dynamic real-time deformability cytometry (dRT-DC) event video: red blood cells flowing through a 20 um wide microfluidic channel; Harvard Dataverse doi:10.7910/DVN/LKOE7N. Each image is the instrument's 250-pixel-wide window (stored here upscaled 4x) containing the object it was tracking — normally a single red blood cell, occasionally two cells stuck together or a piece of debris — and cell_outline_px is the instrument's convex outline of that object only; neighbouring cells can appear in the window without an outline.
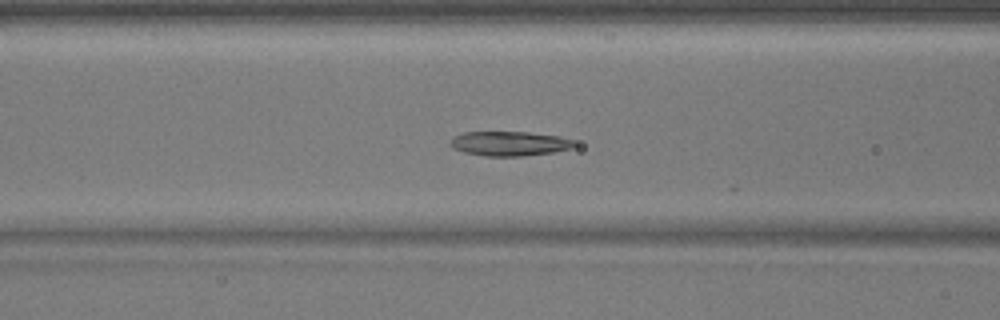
{"species": "common noctule bat (a hibernating species)", "species_latin": "Nyctalus noctula", "temperature_condition": "warm", "stored_images_in_passage": 52, "camera_frame_rate_fps": 3000, "um_per_image_px": 0.085, "animal": {"sex": "male", "body_mass_g": 17.9}, "frame": {"image": 1, "passage_image": 22, "time_ms": 7.0, "image_size_px": [1000, 320], "cell_outline_px": [[576, 144], [572, 148], [552, 152], [524, 156], [484, 156], [464, 152], [452, 148], [448, 144], [452, 136], [464, 132], [528, 132], [560, 136], [576, 140]], "centroid_in_image_um": [43.29, 12.2], "position_along_channel_um": 123.3, "area_um2": 17.98}}
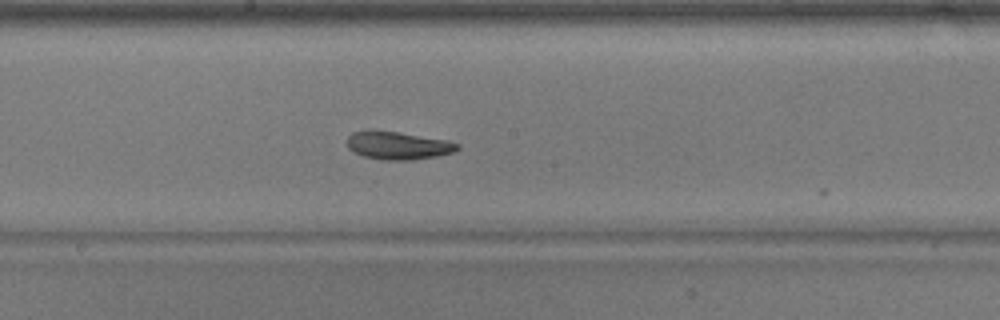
{"frame": {"image": 2, "passage_image": 29, "time_ms": 9.333, "image_size_px": [1000, 320], "cell_outline_px": [[460, 148], [452, 152], [436, 156], [412, 160], [384, 160], [364, 156], [348, 148], [348, 136], [352, 132], [368, 128], [372, 128], [400, 132], [444, 140], [460, 144]], "centroid_in_image_um": [33.78, 12.34], "position_along_channel_um": 214.4, "area_um2": 18.09}}
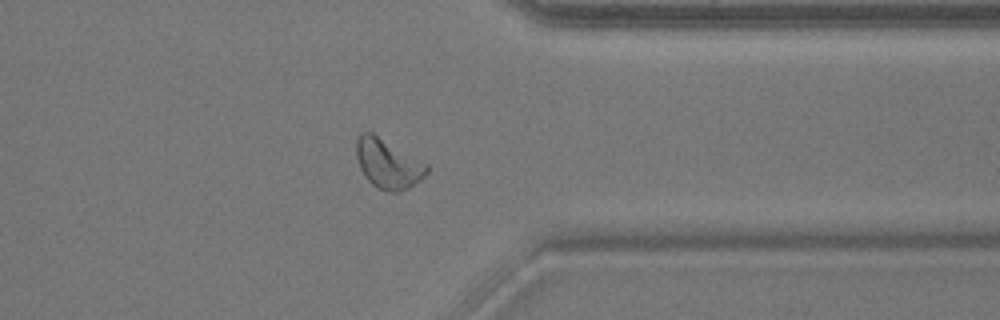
{"frame": {"image": 3, "passage_image": 42, "time_ms": 13.667, "image_size_px": [1000, 320], "cell_outline_px": [[428, 172], [420, 180], [408, 188], [400, 192], [388, 192], [372, 184], [364, 176], [360, 168], [356, 156], [356, 136], [360, 132], [368, 128], [428, 164]], "centroid_in_image_um": [32.94, 13.85], "position_along_channel_um": 378.5, "area_um2": 20.87}}